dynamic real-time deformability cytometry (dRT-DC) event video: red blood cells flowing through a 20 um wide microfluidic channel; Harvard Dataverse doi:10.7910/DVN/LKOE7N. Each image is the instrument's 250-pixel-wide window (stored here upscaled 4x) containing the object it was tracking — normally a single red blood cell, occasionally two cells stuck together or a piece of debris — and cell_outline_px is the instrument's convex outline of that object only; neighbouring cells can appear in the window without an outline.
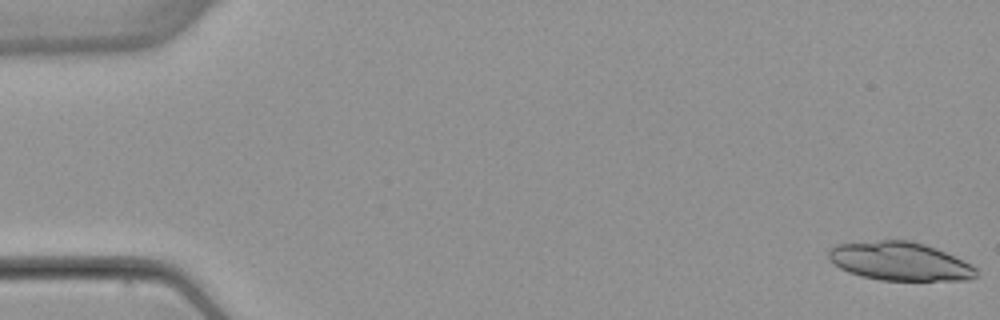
{"species": "common noctule bat (a hibernating species)", "species_latin": "Nyctalus noctula", "temperature_condition": "warm", "stored_images_in_passage": 53, "camera_frame_rate_fps": 3000, "um_per_image_px": 0.085, "animal": {"sex": "female", "body_mass_g": 22.7, "forearm_length_mm": 54.2}, "frame": {"image": 1, "passage_image": 1, "time_ms": 0.0, "image_size_px": [1000, 320], "cell_outline_px": [[976, 276], [972, 280], [880, 280], [860, 276], [848, 272], [840, 268], [828, 256], [828, 252], [836, 244], [880, 240], [912, 240], [936, 248], [964, 260], [972, 264], [976, 268]], "centroid_in_image_um": [76.52, 22.21], "position_along_channel_um": 8.5, "area_um2": 33.12}}